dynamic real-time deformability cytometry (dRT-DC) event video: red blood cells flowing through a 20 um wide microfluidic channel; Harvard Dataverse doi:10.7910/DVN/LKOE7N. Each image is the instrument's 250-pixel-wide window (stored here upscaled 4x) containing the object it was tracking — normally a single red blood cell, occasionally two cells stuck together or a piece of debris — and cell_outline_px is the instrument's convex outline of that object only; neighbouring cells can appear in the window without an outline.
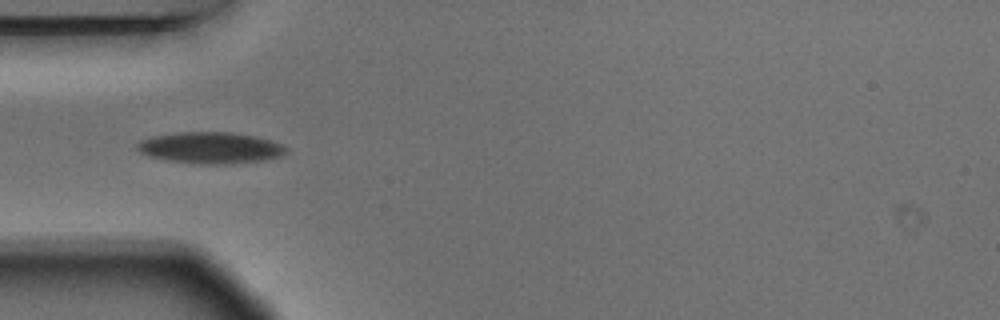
{"species": "Egyptian fruit bat (a non-hibernating species)", "species_latin": "Rousettus aegyptiacus", "temperature_condition": "warm", "stored_images_in_passage": 14, "camera_frame_rate_fps": 3000, "um_per_image_px": 0.085, "animal": {"sex": "male"}, "frame": {"image": 1, "passage_image": 4, "time_ms": 1.0, "image_size_px": [1000, 320], "cell_outline_px": [[288, 152], [284, 156], [264, 160], [232, 164], [200, 164], [168, 160], [148, 156], [140, 152], [136, 148], [136, 144], [140, 140], [152, 136], [176, 132], [232, 132], [256, 136], [272, 140], [288, 148]], "centroid_in_image_um": [17.92, 12.56], "position_along_channel_um": 67.1, "area_um2": 27.63}}
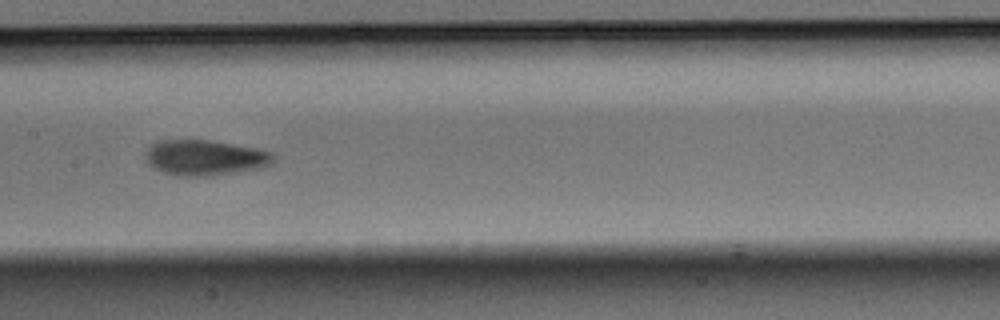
{"frame": {"image": 2, "passage_image": 7, "time_ms": 2.0, "image_size_px": [1000, 320], "cell_outline_px": [[272, 164], [256, 168], [236, 172], [212, 176], [176, 176], [164, 172], [148, 164], [144, 160], [144, 156], [148, 148], [156, 140], [208, 140], [256, 148], [272, 152]], "centroid_in_image_um": [17.36, 13.4], "position_along_channel_um": 190.0, "area_um2": 26.3}}
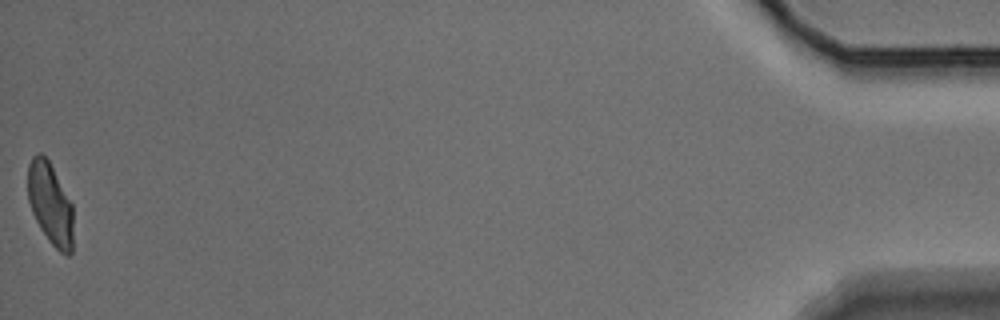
{"frame": {"image": 3, "passage_image": 14, "time_ms": 4.333, "image_size_px": [1000, 320], "cell_outline_px": [[72, 252], [68, 256], [60, 252], [48, 240], [40, 228], [32, 212], [28, 200], [28, 164], [32, 156], [36, 152], [40, 152], [48, 160], [72, 204]], "centroid_in_image_um": [4.25, 17.32], "position_along_channel_um": 430.9, "area_um2": 21.5}}